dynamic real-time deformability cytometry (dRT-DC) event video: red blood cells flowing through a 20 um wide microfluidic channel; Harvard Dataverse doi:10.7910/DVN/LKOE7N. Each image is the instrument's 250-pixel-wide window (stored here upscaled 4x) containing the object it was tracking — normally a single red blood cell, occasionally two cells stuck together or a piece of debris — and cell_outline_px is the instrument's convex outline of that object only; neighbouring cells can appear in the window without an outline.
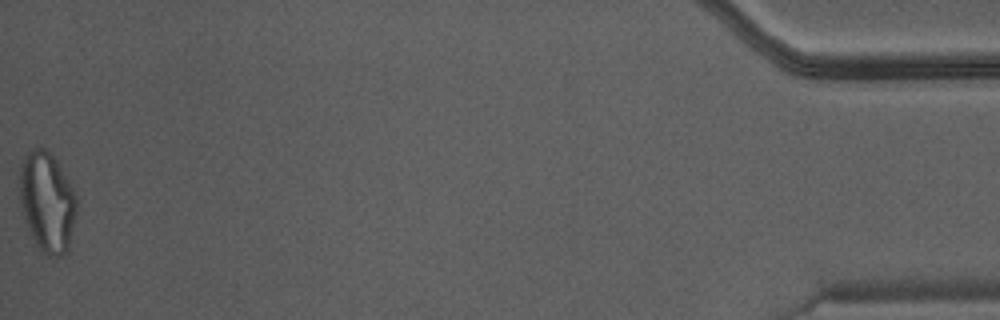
{"species": "Egyptian fruit bat (a non-hibernating species)", "species_latin": "Rousettus aegyptiacus", "temperature_condition": "warm", "stored_images_in_passage": 46, "camera_frame_rate_fps": 3000, "um_per_image_px": 0.085, "animal": {"sex": "male"}, "frame": {"image": 1, "passage_image": 46, "time_ms": 15.0, "image_size_px": [1000, 320], "cell_outline_px": [[76, 212], [68, 252], [64, 256], [48, 256], [36, 244], [28, 232], [20, 208], [20, 168], [28, 152], [36, 148], [44, 148], [56, 160], [76, 196]], "centroid_in_image_um": [3.99, 17.23], "position_along_channel_um": 431.2, "area_um2": 32.95}}